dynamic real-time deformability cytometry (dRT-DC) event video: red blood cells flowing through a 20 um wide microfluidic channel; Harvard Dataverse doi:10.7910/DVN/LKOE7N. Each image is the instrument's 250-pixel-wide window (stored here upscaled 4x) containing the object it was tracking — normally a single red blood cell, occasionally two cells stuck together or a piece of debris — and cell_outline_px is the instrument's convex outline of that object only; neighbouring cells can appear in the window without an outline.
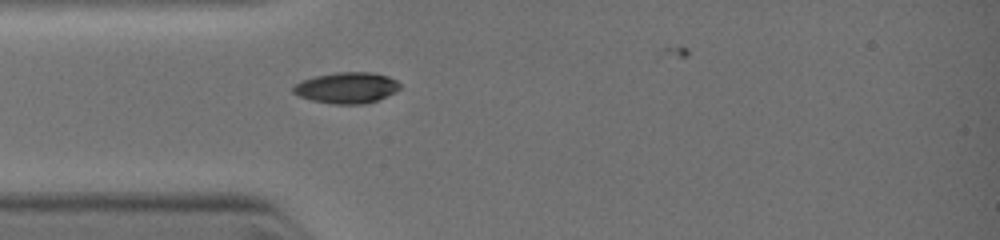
{"species": "common noctule bat (a hibernating species)", "species_latin": "Nyctalus noctula", "temperature_condition": "warm", "stored_images_in_passage": 9, "camera_frame_rate_fps": 3000, "um_per_image_px": 0.085, "animal": {"sex": "female", "body_mass_g": 19.0, "forearm_length_mm": 51.5}, "frame": {"image": 1, "passage_image": 1, "time_ms": 0.0, "image_size_px": [1000, 240], "cell_outline_px": [[400, 88], [396, 92], [376, 100], [364, 104], [336, 104], [312, 100], [300, 96], [292, 92], [292, 88], [300, 80], [316, 76], [336, 72], [376, 72], [388, 76], [396, 80], [400, 84]], "centroid_in_image_um": [29.48, 7.45], "position_along_channel_um": 55.5, "area_um2": 19.31}}
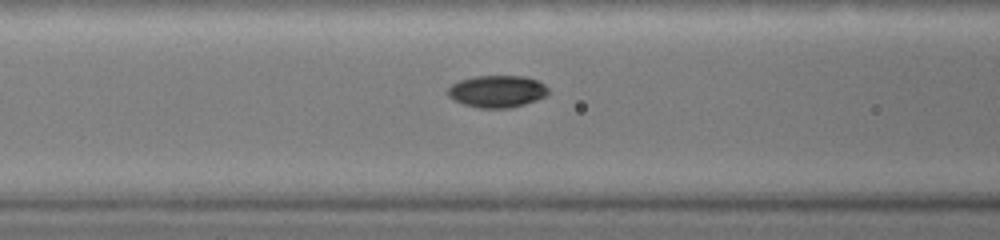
{"frame": {"image": 2, "passage_image": 6, "time_ms": 1.333, "image_size_px": [1000, 240], "cell_outline_px": [[548, 92], [544, 96], [536, 100], [524, 104], [508, 108], [480, 108], [464, 104], [448, 96], [448, 88], [452, 84], [460, 80], [476, 76], [524, 76], [536, 80], [544, 84], [548, 88]], "centroid_in_image_um": [42.25, 7.76], "position_along_channel_um": 124.3, "area_um2": 18.55}}
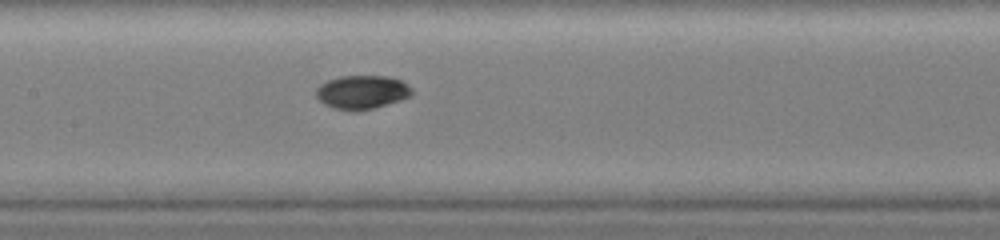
{"frame": {"image": 3, "passage_image": 8, "time_ms": 2.333, "image_size_px": [1000, 240], "cell_outline_px": [[412, 96], [376, 108], [352, 112], [336, 108], [324, 104], [316, 96], [316, 88], [320, 84], [328, 80], [340, 76], [388, 76], [400, 80], [408, 84], [412, 88]], "centroid_in_image_um": [30.78, 7.84], "position_along_channel_um": 176.6, "area_um2": 18.96}}